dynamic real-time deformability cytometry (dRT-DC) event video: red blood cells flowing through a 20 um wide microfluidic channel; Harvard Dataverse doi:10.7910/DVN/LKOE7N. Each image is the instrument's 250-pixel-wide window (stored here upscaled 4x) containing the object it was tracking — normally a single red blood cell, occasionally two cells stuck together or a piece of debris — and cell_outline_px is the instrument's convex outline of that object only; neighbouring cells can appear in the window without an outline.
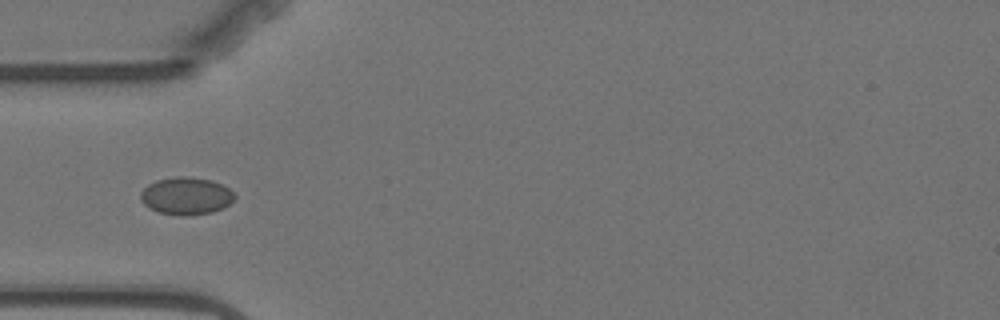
{"species": "Egyptian fruit bat (a non-hibernating species)", "species_latin": "Rousettus aegyptiacus", "temperature_condition": "warm", "stored_images_in_passage": 13, "camera_frame_rate_fps": 3000, "um_per_image_px": 0.085, "animal": {"sex": "female"}, "frame": {"image": 1, "passage_image": 3, "time_ms": 2.333, "image_size_px": [1000, 320], "cell_outline_px": [[236, 196], [224, 208], [212, 212], [184, 216], [180, 216], [160, 212], [148, 208], [140, 200], [140, 192], [148, 184], [156, 180], [176, 176], [188, 176], [212, 180], [228, 188]], "centroid_in_image_um": [15.79, 16.65], "position_along_channel_um": 69.2, "area_um2": 20.58}}
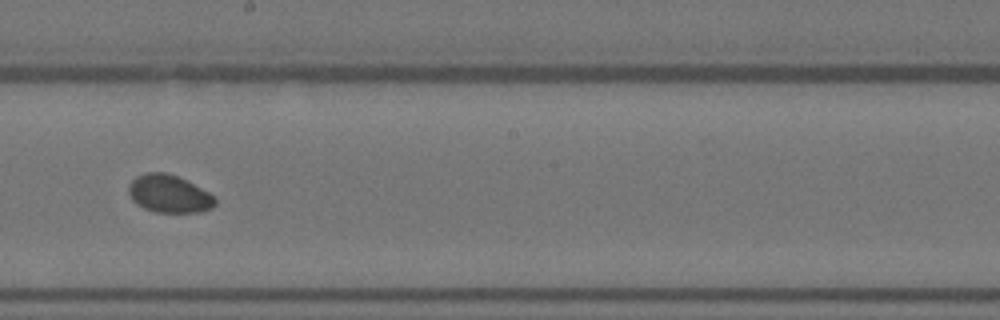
{"frame": {"image": 2, "passage_image": 7, "time_ms": 7.0, "image_size_px": [1000, 320], "cell_outline_px": [[216, 204], [212, 208], [200, 212], [156, 212], [144, 208], [136, 204], [132, 200], [128, 192], [128, 184], [136, 176], [144, 172], [168, 172], [216, 196]], "centroid_in_image_um": [14.35, 16.47], "position_along_channel_um": 233.9, "area_um2": 19.07}}
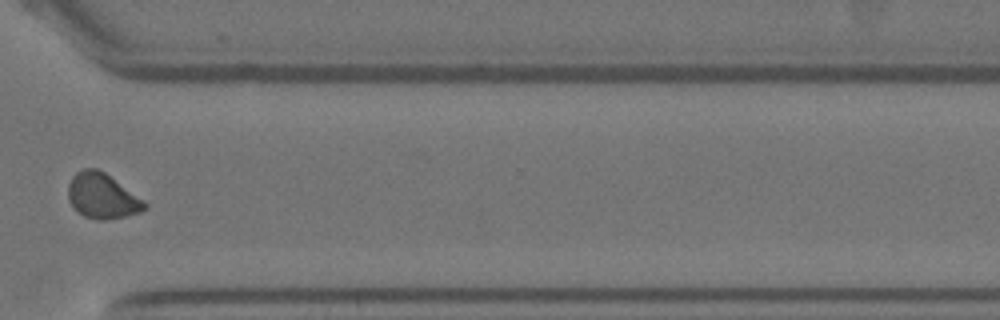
{"frame": {"image": 3, "passage_image": 10, "time_ms": 10.667, "image_size_px": [1000, 320], "cell_outline_px": [[148, 208], [140, 212], [124, 216], [104, 220], [96, 220], [84, 216], [72, 208], [68, 200], [68, 184], [72, 176], [76, 172], [84, 168], [96, 168], [104, 172], [148, 204]], "centroid_in_image_um": [8.64, 16.67], "position_along_channel_um": 362.0, "area_um2": 20.06}}